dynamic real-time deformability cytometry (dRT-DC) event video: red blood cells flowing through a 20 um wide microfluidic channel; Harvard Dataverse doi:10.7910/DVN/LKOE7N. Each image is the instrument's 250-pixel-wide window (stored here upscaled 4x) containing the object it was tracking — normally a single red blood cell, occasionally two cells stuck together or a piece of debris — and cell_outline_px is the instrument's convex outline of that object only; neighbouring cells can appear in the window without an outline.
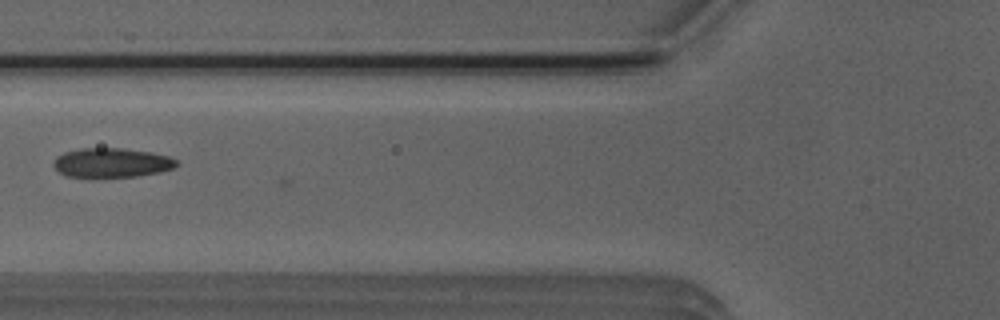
{"species": "Egyptian fruit bat (a non-hibernating species)", "species_latin": "Rousettus aegyptiacus", "temperature_condition": "room temperature", "stored_images_in_passage": 2, "camera_frame_rate_fps": 3000, "um_per_image_px": 0.085, "animal": {"sex": "male"}, "frame": {"image": 1, "passage_image": 2, "time_ms": 1.0, "image_size_px": [1000, 320], "cell_outline_px": [[180, 164], [172, 168], [160, 172], [136, 176], [68, 176], [60, 172], [52, 164], [52, 160], [56, 156], [64, 152], [80, 148], [124, 148], [152, 152], [168, 156], [176, 160]], "centroid_in_image_um": [9.49, 13.81], "position_along_channel_um": 116.3, "area_um2": 20.92}}